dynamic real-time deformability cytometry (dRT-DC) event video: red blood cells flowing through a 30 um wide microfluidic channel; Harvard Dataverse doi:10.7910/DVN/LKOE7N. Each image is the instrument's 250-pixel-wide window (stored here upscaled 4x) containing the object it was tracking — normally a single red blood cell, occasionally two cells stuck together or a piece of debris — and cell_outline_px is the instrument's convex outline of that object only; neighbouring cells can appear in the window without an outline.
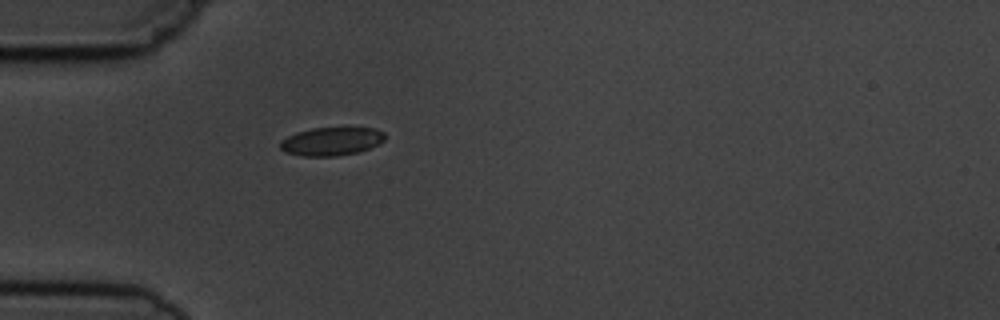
{"species": "common noctule bat (a hibernating species)", "species_latin": "Nyctalus noctula", "temperature_condition": "cold", "stored_images_in_passage": 1, "camera_frame_rate_fps": 3000, "um_per_image_px": 0.085, "animal": {"sex": "male", "body_mass_g": 19.5, "forearm_length_mm": 54.6}, "frame": {"image": 1, "passage_image": 1, "time_ms": 0.0, "image_size_px": [1000, 320], "cell_outline_px": [[384, 140], [380, 144], [356, 152], [336, 156], [300, 156], [284, 152], [280, 148], [280, 140], [296, 132], [312, 128], [344, 124], [348, 124], [376, 128], [384, 132]], "centroid_in_image_um": [28.2, 11.95], "position_along_channel_um": 56.8, "area_um2": 18.26}}